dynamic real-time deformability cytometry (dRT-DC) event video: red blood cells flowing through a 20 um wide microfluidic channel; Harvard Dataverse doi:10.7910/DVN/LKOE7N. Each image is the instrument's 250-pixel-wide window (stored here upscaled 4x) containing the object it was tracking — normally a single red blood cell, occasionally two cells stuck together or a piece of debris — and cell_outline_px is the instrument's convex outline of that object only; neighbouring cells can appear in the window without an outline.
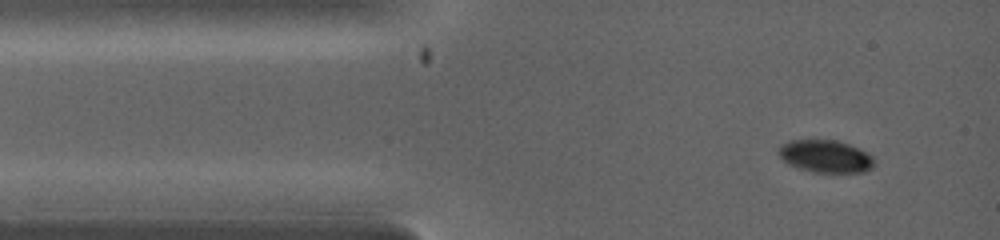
{"species": "common noctule bat (a hibernating species)", "species_latin": "Nyctalus noctula", "temperature_condition": "warm", "stored_images_in_passage": 2, "camera_frame_rate_fps": 5000, "um_per_image_px": 0.085, "animal": {"sex": "female", "body_mass_g": 19.0, "forearm_length_mm": 53.3}, "frame": {"image": 1, "passage_image": 1, "time_ms": 0.0, "image_size_px": [1000, 240], "cell_outline_px": [[876, 164], [872, 168], [864, 172], [816, 172], [800, 168], [788, 164], [780, 156], [780, 144], [788, 140], [836, 140], [848, 144], [868, 152], [872, 156]], "centroid_in_image_um": [70.21, 13.28], "position_along_channel_um": 14.8, "area_um2": 18.03}}